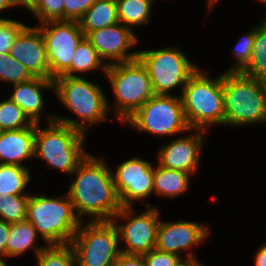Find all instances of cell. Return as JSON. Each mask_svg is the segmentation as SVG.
<instances>
[{
    "label": "cell",
    "instance_id": "cell-1",
    "mask_svg": "<svg viewBox=\"0 0 266 266\" xmlns=\"http://www.w3.org/2000/svg\"><path fill=\"white\" fill-rule=\"evenodd\" d=\"M109 167L104 158L88 153L71 174L75 179L67 194L81 222L84 216H91L90 221H110L121 209Z\"/></svg>",
    "mask_w": 266,
    "mask_h": 266
},
{
    "label": "cell",
    "instance_id": "cell-2",
    "mask_svg": "<svg viewBox=\"0 0 266 266\" xmlns=\"http://www.w3.org/2000/svg\"><path fill=\"white\" fill-rule=\"evenodd\" d=\"M54 95L76 119L55 115V121L87 134L89 126L107 121L109 100L101 86L84 77L59 76L54 80ZM79 119V120H78Z\"/></svg>",
    "mask_w": 266,
    "mask_h": 266
},
{
    "label": "cell",
    "instance_id": "cell-3",
    "mask_svg": "<svg viewBox=\"0 0 266 266\" xmlns=\"http://www.w3.org/2000/svg\"><path fill=\"white\" fill-rule=\"evenodd\" d=\"M46 116L48 127L41 129L39 123H35L34 157L71 176L88 154L84 149L86 134L56 122L55 114Z\"/></svg>",
    "mask_w": 266,
    "mask_h": 266
},
{
    "label": "cell",
    "instance_id": "cell-4",
    "mask_svg": "<svg viewBox=\"0 0 266 266\" xmlns=\"http://www.w3.org/2000/svg\"><path fill=\"white\" fill-rule=\"evenodd\" d=\"M224 125L266 123V81L243 73L223 74Z\"/></svg>",
    "mask_w": 266,
    "mask_h": 266
},
{
    "label": "cell",
    "instance_id": "cell-5",
    "mask_svg": "<svg viewBox=\"0 0 266 266\" xmlns=\"http://www.w3.org/2000/svg\"><path fill=\"white\" fill-rule=\"evenodd\" d=\"M26 220L47 245L71 243L81 224L68 194L61 198L30 194Z\"/></svg>",
    "mask_w": 266,
    "mask_h": 266
},
{
    "label": "cell",
    "instance_id": "cell-6",
    "mask_svg": "<svg viewBox=\"0 0 266 266\" xmlns=\"http://www.w3.org/2000/svg\"><path fill=\"white\" fill-rule=\"evenodd\" d=\"M181 98L191 130L207 131L212 125H224L223 74L212 78L198 68L189 77Z\"/></svg>",
    "mask_w": 266,
    "mask_h": 266
},
{
    "label": "cell",
    "instance_id": "cell-7",
    "mask_svg": "<svg viewBox=\"0 0 266 266\" xmlns=\"http://www.w3.org/2000/svg\"><path fill=\"white\" fill-rule=\"evenodd\" d=\"M105 75L116 100L112 113L123 124L155 95L148 71L138 58L108 65Z\"/></svg>",
    "mask_w": 266,
    "mask_h": 266
},
{
    "label": "cell",
    "instance_id": "cell-8",
    "mask_svg": "<svg viewBox=\"0 0 266 266\" xmlns=\"http://www.w3.org/2000/svg\"><path fill=\"white\" fill-rule=\"evenodd\" d=\"M81 222L71 245L75 252L78 266H113L119 255L121 241L115 222Z\"/></svg>",
    "mask_w": 266,
    "mask_h": 266
},
{
    "label": "cell",
    "instance_id": "cell-9",
    "mask_svg": "<svg viewBox=\"0 0 266 266\" xmlns=\"http://www.w3.org/2000/svg\"><path fill=\"white\" fill-rule=\"evenodd\" d=\"M138 59L148 71L155 95H173L170 91L179 88L181 96L189 77L199 68L179 47L139 50Z\"/></svg>",
    "mask_w": 266,
    "mask_h": 266
},
{
    "label": "cell",
    "instance_id": "cell-10",
    "mask_svg": "<svg viewBox=\"0 0 266 266\" xmlns=\"http://www.w3.org/2000/svg\"><path fill=\"white\" fill-rule=\"evenodd\" d=\"M140 132L174 136L191 132L180 95H154L125 122Z\"/></svg>",
    "mask_w": 266,
    "mask_h": 266
},
{
    "label": "cell",
    "instance_id": "cell-11",
    "mask_svg": "<svg viewBox=\"0 0 266 266\" xmlns=\"http://www.w3.org/2000/svg\"><path fill=\"white\" fill-rule=\"evenodd\" d=\"M144 204L147 210L140 214L134 215L133 207H121L112 219L117 226L119 240L125 242L126 247L120 249L121 253L144 255L156 246L160 212L157 207ZM117 220L125 222L119 224Z\"/></svg>",
    "mask_w": 266,
    "mask_h": 266
},
{
    "label": "cell",
    "instance_id": "cell-12",
    "mask_svg": "<svg viewBox=\"0 0 266 266\" xmlns=\"http://www.w3.org/2000/svg\"><path fill=\"white\" fill-rule=\"evenodd\" d=\"M37 27L45 40L50 79L54 80L70 68L73 53L85 34L78 21H47Z\"/></svg>",
    "mask_w": 266,
    "mask_h": 266
},
{
    "label": "cell",
    "instance_id": "cell-13",
    "mask_svg": "<svg viewBox=\"0 0 266 266\" xmlns=\"http://www.w3.org/2000/svg\"><path fill=\"white\" fill-rule=\"evenodd\" d=\"M152 162L132 157L120 163L112 176L122 207H133L136 200L146 199L154 193V166Z\"/></svg>",
    "mask_w": 266,
    "mask_h": 266
},
{
    "label": "cell",
    "instance_id": "cell-14",
    "mask_svg": "<svg viewBox=\"0 0 266 266\" xmlns=\"http://www.w3.org/2000/svg\"><path fill=\"white\" fill-rule=\"evenodd\" d=\"M134 30L121 24L88 33L85 37L97 50L99 57L107 61V66L115 63L129 62L138 58V51L128 50L139 42ZM111 60V61H110ZM109 61V62H108Z\"/></svg>",
    "mask_w": 266,
    "mask_h": 266
},
{
    "label": "cell",
    "instance_id": "cell-15",
    "mask_svg": "<svg viewBox=\"0 0 266 266\" xmlns=\"http://www.w3.org/2000/svg\"><path fill=\"white\" fill-rule=\"evenodd\" d=\"M210 227L191 221H162L158 225L155 248L178 256L188 251L186 258H196L192 248L198 246L210 235ZM192 250V251H191Z\"/></svg>",
    "mask_w": 266,
    "mask_h": 266
},
{
    "label": "cell",
    "instance_id": "cell-16",
    "mask_svg": "<svg viewBox=\"0 0 266 266\" xmlns=\"http://www.w3.org/2000/svg\"><path fill=\"white\" fill-rule=\"evenodd\" d=\"M193 134L172 139L162 145L157 154V162L160 166L194 174L199 169L202 153L203 134L206 131L192 130ZM204 132V133H203Z\"/></svg>",
    "mask_w": 266,
    "mask_h": 266
},
{
    "label": "cell",
    "instance_id": "cell-17",
    "mask_svg": "<svg viewBox=\"0 0 266 266\" xmlns=\"http://www.w3.org/2000/svg\"><path fill=\"white\" fill-rule=\"evenodd\" d=\"M9 54L24 65L33 77L50 79L46 44L37 26H26L15 38Z\"/></svg>",
    "mask_w": 266,
    "mask_h": 266
},
{
    "label": "cell",
    "instance_id": "cell-18",
    "mask_svg": "<svg viewBox=\"0 0 266 266\" xmlns=\"http://www.w3.org/2000/svg\"><path fill=\"white\" fill-rule=\"evenodd\" d=\"M35 123L20 130L0 131V164L25 166L23 161L33 159Z\"/></svg>",
    "mask_w": 266,
    "mask_h": 266
},
{
    "label": "cell",
    "instance_id": "cell-19",
    "mask_svg": "<svg viewBox=\"0 0 266 266\" xmlns=\"http://www.w3.org/2000/svg\"><path fill=\"white\" fill-rule=\"evenodd\" d=\"M51 89L54 92V82L51 79L32 77L31 79L13 85L10 99L15 102L33 123H39L44 107L42 90Z\"/></svg>",
    "mask_w": 266,
    "mask_h": 266
},
{
    "label": "cell",
    "instance_id": "cell-20",
    "mask_svg": "<svg viewBox=\"0 0 266 266\" xmlns=\"http://www.w3.org/2000/svg\"><path fill=\"white\" fill-rule=\"evenodd\" d=\"M37 238L38 232L31 222L24 220L10 223V234L6 243L7 258L21 256L29 249L34 250V255L37 256L46 247L37 245Z\"/></svg>",
    "mask_w": 266,
    "mask_h": 266
},
{
    "label": "cell",
    "instance_id": "cell-21",
    "mask_svg": "<svg viewBox=\"0 0 266 266\" xmlns=\"http://www.w3.org/2000/svg\"><path fill=\"white\" fill-rule=\"evenodd\" d=\"M190 173L154 166V193L162 197L175 198L185 193L190 186Z\"/></svg>",
    "mask_w": 266,
    "mask_h": 266
},
{
    "label": "cell",
    "instance_id": "cell-22",
    "mask_svg": "<svg viewBox=\"0 0 266 266\" xmlns=\"http://www.w3.org/2000/svg\"><path fill=\"white\" fill-rule=\"evenodd\" d=\"M78 22L85 36L119 23L115 0H96Z\"/></svg>",
    "mask_w": 266,
    "mask_h": 266
},
{
    "label": "cell",
    "instance_id": "cell-23",
    "mask_svg": "<svg viewBox=\"0 0 266 266\" xmlns=\"http://www.w3.org/2000/svg\"><path fill=\"white\" fill-rule=\"evenodd\" d=\"M102 70L105 74L107 70L106 61H103L97 50L92 46L89 40L84 37L77 46V49L73 53L71 66L63 74L64 76L80 77V73H86L89 71Z\"/></svg>",
    "mask_w": 266,
    "mask_h": 266
},
{
    "label": "cell",
    "instance_id": "cell-24",
    "mask_svg": "<svg viewBox=\"0 0 266 266\" xmlns=\"http://www.w3.org/2000/svg\"><path fill=\"white\" fill-rule=\"evenodd\" d=\"M119 23L133 28L147 24L152 15L154 0H115Z\"/></svg>",
    "mask_w": 266,
    "mask_h": 266
},
{
    "label": "cell",
    "instance_id": "cell-25",
    "mask_svg": "<svg viewBox=\"0 0 266 266\" xmlns=\"http://www.w3.org/2000/svg\"><path fill=\"white\" fill-rule=\"evenodd\" d=\"M255 79L266 81V17L255 26V39L252 47V55L241 72Z\"/></svg>",
    "mask_w": 266,
    "mask_h": 266
},
{
    "label": "cell",
    "instance_id": "cell-26",
    "mask_svg": "<svg viewBox=\"0 0 266 266\" xmlns=\"http://www.w3.org/2000/svg\"><path fill=\"white\" fill-rule=\"evenodd\" d=\"M26 166L0 164V195L26 194L31 174Z\"/></svg>",
    "mask_w": 266,
    "mask_h": 266
},
{
    "label": "cell",
    "instance_id": "cell-27",
    "mask_svg": "<svg viewBox=\"0 0 266 266\" xmlns=\"http://www.w3.org/2000/svg\"><path fill=\"white\" fill-rule=\"evenodd\" d=\"M36 259L37 266H78L75 252L70 243L46 245Z\"/></svg>",
    "mask_w": 266,
    "mask_h": 266
},
{
    "label": "cell",
    "instance_id": "cell-28",
    "mask_svg": "<svg viewBox=\"0 0 266 266\" xmlns=\"http://www.w3.org/2000/svg\"><path fill=\"white\" fill-rule=\"evenodd\" d=\"M30 194L0 195V220L8 223L26 220Z\"/></svg>",
    "mask_w": 266,
    "mask_h": 266
},
{
    "label": "cell",
    "instance_id": "cell-29",
    "mask_svg": "<svg viewBox=\"0 0 266 266\" xmlns=\"http://www.w3.org/2000/svg\"><path fill=\"white\" fill-rule=\"evenodd\" d=\"M32 124L24 111L9 97L0 101V131L20 130Z\"/></svg>",
    "mask_w": 266,
    "mask_h": 266
},
{
    "label": "cell",
    "instance_id": "cell-30",
    "mask_svg": "<svg viewBox=\"0 0 266 266\" xmlns=\"http://www.w3.org/2000/svg\"><path fill=\"white\" fill-rule=\"evenodd\" d=\"M33 76L9 53H0V80L12 85L25 82Z\"/></svg>",
    "mask_w": 266,
    "mask_h": 266
},
{
    "label": "cell",
    "instance_id": "cell-31",
    "mask_svg": "<svg viewBox=\"0 0 266 266\" xmlns=\"http://www.w3.org/2000/svg\"><path fill=\"white\" fill-rule=\"evenodd\" d=\"M248 31L240 37L233 49L231 48L230 51L235 55V62L232 68L230 67L226 73H241L246 68L252 55L255 27Z\"/></svg>",
    "mask_w": 266,
    "mask_h": 266
},
{
    "label": "cell",
    "instance_id": "cell-32",
    "mask_svg": "<svg viewBox=\"0 0 266 266\" xmlns=\"http://www.w3.org/2000/svg\"><path fill=\"white\" fill-rule=\"evenodd\" d=\"M64 0H40L30 12L38 19L39 24L47 21L64 20Z\"/></svg>",
    "mask_w": 266,
    "mask_h": 266
},
{
    "label": "cell",
    "instance_id": "cell-33",
    "mask_svg": "<svg viewBox=\"0 0 266 266\" xmlns=\"http://www.w3.org/2000/svg\"><path fill=\"white\" fill-rule=\"evenodd\" d=\"M25 27V24L17 20L0 21V53H10L15 38Z\"/></svg>",
    "mask_w": 266,
    "mask_h": 266
},
{
    "label": "cell",
    "instance_id": "cell-34",
    "mask_svg": "<svg viewBox=\"0 0 266 266\" xmlns=\"http://www.w3.org/2000/svg\"><path fill=\"white\" fill-rule=\"evenodd\" d=\"M96 0H64V20L79 21Z\"/></svg>",
    "mask_w": 266,
    "mask_h": 266
},
{
    "label": "cell",
    "instance_id": "cell-35",
    "mask_svg": "<svg viewBox=\"0 0 266 266\" xmlns=\"http://www.w3.org/2000/svg\"><path fill=\"white\" fill-rule=\"evenodd\" d=\"M143 258L146 266H175L182 257L154 248L144 254Z\"/></svg>",
    "mask_w": 266,
    "mask_h": 266
},
{
    "label": "cell",
    "instance_id": "cell-36",
    "mask_svg": "<svg viewBox=\"0 0 266 266\" xmlns=\"http://www.w3.org/2000/svg\"><path fill=\"white\" fill-rule=\"evenodd\" d=\"M113 266H146L143 255H128L121 253Z\"/></svg>",
    "mask_w": 266,
    "mask_h": 266
},
{
    "label": "cell",
    "instance_id": "cell-37",
    "mask_svg": "<svg viewBox=\"0 0 266 266\" xmlns=\"http://www.w3.org/2000/svg\"><path fill=\"white\" fill-rule=\"evenodd\" d=\"M10 234V223L0 220V254L6 255V243Z\"/></svg>",
    "mask_w": 266,
    "mask_h": 266
},
{
    "label": "cell",
    "instance_id": "cell-38",
    "mask_svg": "<svg viewBox=\"0 0 266 266\" xmlns=\"http://www.w3.org/2000/svg\"><path fill=\"white\" fill-rule=\"evenodd\" d=\"M256 253L255 266H266V243H264Z\"/></svg>",
    "mask_w": 266,
    "mask_h": 266
},
{
    "label": "cell",
    "instance_id": "cell-39",
    "mask_svg": "<svg viewBox=\"0 0 266 266\" xmlns=\"http://www.w3.org/2000/svg\"><path fill=\"white\" fill-rule=\"evenodd\" d=\"M40 0H15L16 7L24 6L28 11H32L38 4Z\"/></svg>",
    "mask_w": 266,
    "mask_h": 266
},
{
    "label": "cell",
    "instance_id": "cell-40",
    "mask_svg": "<svg viewBox=\"0 0 266 266\" xmlns=\"http://www.w3.org/2000/svg\"><path fill=\"white\" fill-rule=\"evenodd\" d=\"M175 266H203L197 258H184L183 257L176 263Z\"/></svg>",
    "mask_w": 266,
    "mask_h": 266
},
{
    "label": "cell",
    "instance_id": "cell-41",
    "mask_svg": "<svg viewBox=\"0 0 266 266\" xmlns=\"http://www.w3.org/2000/svg\"><path fill=\"white\" fill-rule=\"evenodd\" d=\"M11 7H16L15 0H0V13ZM7 18L0 17V21L6 20Z\"/></svg>",
    "mask_w": 266,
    "mask_h": 266
},
{
    "label": "cell",
    "instance_id": "cell-42",
    "mask_svg": "<svg viewBox=\"0 0 266 266\" xmlns=\"http://www.w3.org/2000/svg\"><path fill=\"white\" fill-rule=\"evenodd\" d=\"M208 2V12H210L213 8L217 0H207Z\"/></svg>",
    "mask_w": 266,
    "mask_h": 266
},
{
    "label": "cell",
    "instance_id": "cell-43",
    "mask_svg": "<svg viewBox=\"0 0 266 266\" xmlns=\"http://www.w3.org/2000/svg\"><path fill=\"white\" fill-rule=\"evenodd\" d=\"M3 257V258H2ZM4 257L6 258V255H1L0 254V266H8V264H6L4 261Z\"/></svg>",
    "mask_w": 266,
    "mask_h": 266
},
{
    "label": "cell",
    "instance_id": "cell-44",
    "mask_svg": "<svg viewBox=\"0 0 266 266\" xmlns=\"http://www.w3.org/2000/svg\"><path fill=\"white\" fill-rule=\"evenodd\" d=\"M257 1H260V2H262L264 4H266V0H257Z\"/></svg>",
    "mask_w": 266,
    "mask_h": 266
}]
</instances>
